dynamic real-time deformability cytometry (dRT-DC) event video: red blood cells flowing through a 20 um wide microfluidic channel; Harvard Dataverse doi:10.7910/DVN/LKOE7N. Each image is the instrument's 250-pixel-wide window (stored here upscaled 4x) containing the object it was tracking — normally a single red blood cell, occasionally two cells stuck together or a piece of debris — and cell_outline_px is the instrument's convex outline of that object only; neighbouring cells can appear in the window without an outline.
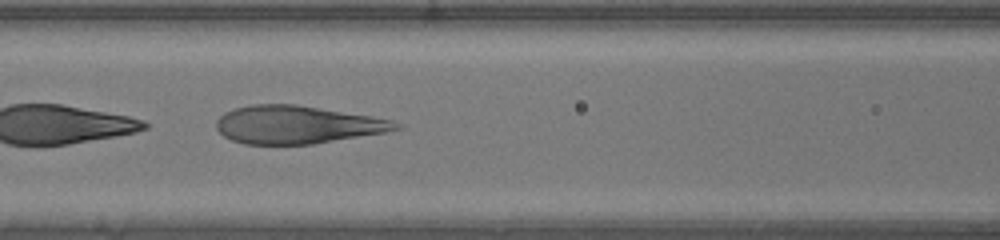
{"species": "human", "species_latin": "Homo sapiens", "temperature_condition": "warm", "stored_images_in_passage": 45, "camera_frame_rate_fps": 3000, "um_per_image_px": 0.085, "donor": {"sex": "male"}, "frame": {"image": 1, "passage_image": 19, "time_ms": 6.0, "image_size_px": [1000, 240], "cell_outline_px": [[404, 128], [388, 132], [312, 144], [244, 144], [232, 140], [224, 136], [216, 128], [216, 120], [224, 112], [236, 108], [252, 104], [296, 104], [372, 116], [392, 120], [404, 124]], "centroid_in_image_um": [25.3, 10.6], "position_along_channel_um": 141.3, "area_um2": 39.88}}
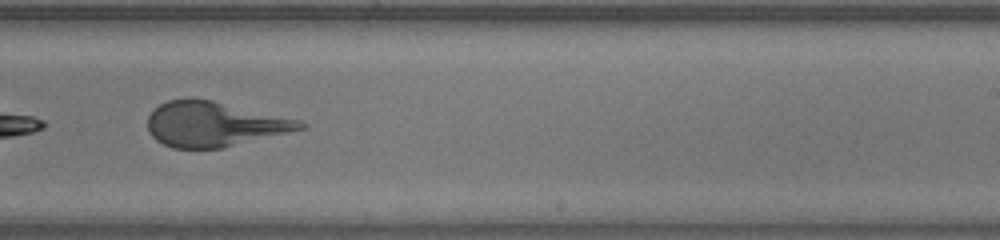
{"frame": {"image": 2, "passage_image": 28, "time_ms": 9.0, "image_size_px": [1000, 240], "cell_outline_px": [[308, 128], [224, 148], [172, 148], [156, 140], [148, 132], [148, 116], [160, 104], [168, 100], [192, 96], [212, 100], [300, 120], [308, 124]], "centroid_in_image_um": [18.22, 10.54], "position_along_channel_um": 270.8, "area_um2": 40.29}}
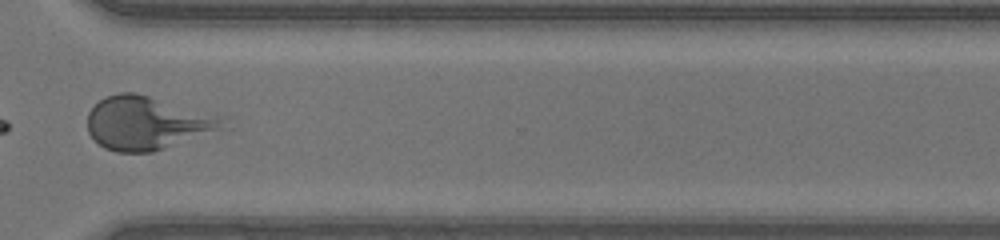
{"frame": {"image": 3, "passage_image": 34, "time_ms": 11.0, "image_size_px": [1000, 240], "cell_outline_px": [[232, 128], [152, 152], [116, 152], [104, 148], [88, 132], [88, 112], [104, 96], [120, 92], [136, 92], [228, 116]], "centroid_in_image_um": [12.68, 10.44], "position_along_channel_um": 357.9, "area_um2": 43.47}}